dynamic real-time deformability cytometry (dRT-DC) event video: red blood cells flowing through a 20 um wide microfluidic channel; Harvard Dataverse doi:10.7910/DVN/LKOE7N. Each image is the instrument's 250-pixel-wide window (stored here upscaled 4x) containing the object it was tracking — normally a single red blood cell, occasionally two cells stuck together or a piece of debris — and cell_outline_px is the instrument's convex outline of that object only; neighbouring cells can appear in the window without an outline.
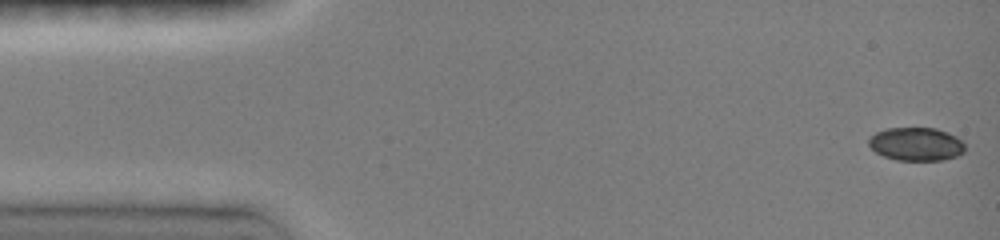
{"species": "common noctule bat (a hibernating species)", "species_latin": "Nyctalus noctula", "temperature_condition": "room temperature", "stored_images_in_passage": 46, "camera_frame_rate_fps": 3000, "um_per_image_px": 0.085, "animal": {"sex": "female", "body_mass_g": 19.0, "forearm_length_mm": 51.5}, "frame": {"image": 1, "passage_image": 1, "time_ms": 0.0, "image_size_px": [1000, 240], "cell_outline_px": [[964, 152], [956, 156], [940, 160], [896, 160], [884, 156], [876, 152], [868, 144], [868, 140], [876, 132], [888, 128], [936, 128], [948, 132], [956, 136], [964, 144]], "centroid_in_image_um": [77.88, 12.24], "position_along_channel_um": 7.1, "area_um2": 18.55}}
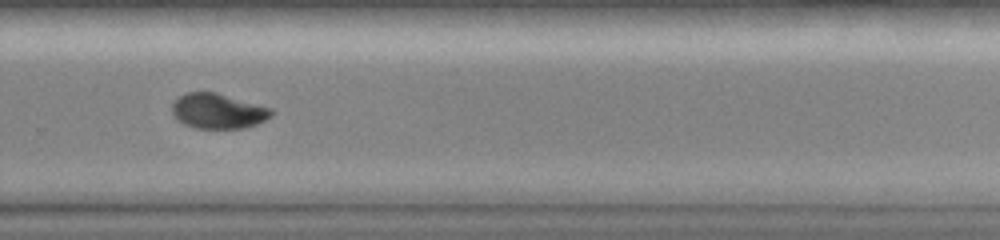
{"frame": {"image": 2, "passage_image": 32, "time_ms": 10.333, "image_size_px": [1000, 240], "cell_outline_px": [[272, 116], [256, 124], [244, 128], [196, 128], [184, 124], [176, 120], [172, 112], [172, 104], [180, 96], [188, 92], [216, 92], [272, 108]], "centroid_in_image_um": [18.52, 9.44], "position_along_channel_um": 311.3, "area_um2": 20.23}}
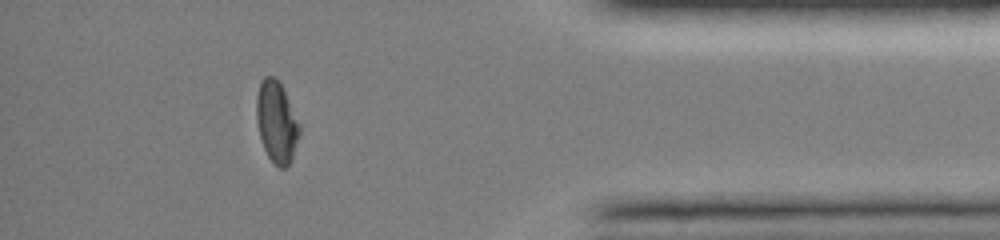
{"frame": {"image": 3, "passage_image": 41, "time_ms": 13.333, "image_size_px": [1000, 240], "cell_outline_px": [[300, 132], [292, 160], [284, 168], [280, 168], [268, 156], [264, 148], [260, 136], [256, 120], [256, 96], [260, 80], [264, 76], [276, 76], [300, 124]], "centroid_in_image_um": [23.49, 10.35], "position_along_channel_um": 411.7, "area_um2": 20.29}, "authors_computed_cell_mechanics": {"area_um2": 20.7213, "velocity_mm_per_s": 4.1273, "shape_relaxation_time_tau1_ms": 3.6695, "shape_relaxation_time_tau2_ms": null, "deformation_change_tau1": 0.1629, "deformation_change_tau2": null}}